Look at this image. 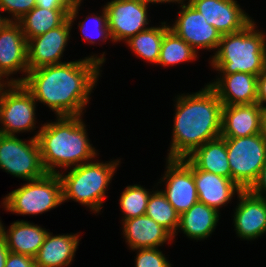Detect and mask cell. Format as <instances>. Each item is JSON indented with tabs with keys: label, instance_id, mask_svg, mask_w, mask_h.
<instances>
[{
	"label": "cell",
	"instance_id": "cell-34",
	"mask_svg": "<svg viewBox=\"0 0 266 267\" xmlns=\"http://www.w3.org/2000/svg\"><path fill=\"white\" fill-rule=\"evenodd\" d=\"M249 191L258 197L266 199V162L262 166L257 180L251 186Z\"/></svg>",
	"mask_w": 266,
	"mask_h": 267
},
{
	"label": "cell",
	"instance_id": "cell-20",
	"mask_svg": "<svg viewBox=\"0 0 266 267\" xmlns=\"http://www.w3.org/2000/svg\"><path fill=\"white\" fill-rule=\"evenodd\" d=\"M261 133V107L257 103L222 108L221 137L239 138Z\"/></svg>",
	"mask_w": 266,
	"mask_h": 267
},
{
	"label": "cell",
	"instance_id": "cell-15",
	"mask_svg": "<svg viewBox=\"0 0 266 267\" xmlns=\"http://www.w3.org/2000/svg\"><path fill=\"white\" fill-rule=\"evenodd\" d=\"M199 11L209 25L221 35L243 30L254 19L248 15L236 0H186Z\"/></svg>",
	"mask_w": 266,
	"mask_h": 267
},
{
	"label": "cell",
	"instance_id": "cell-23",
	"mask_svg": "<svg viewBox=\"0 0 266 267\" xmlns=\"http://www.w3.org/2000/svg\"><path fill=\"white\" fill-rule=\"evenodd\" d=\"M220 214L217 210L198 201L180 214L179 226L173 239L178 232L182 231L191 240H207L215 231Z\"/></svg>",
	"mask_w": 266,
	"mask_h": 267
},
{
	"label": "cell",
	"instance_id": "cell-30",
	"mask_svg": "<svg viewBox=\"0 0 266 267\" xmlns=\"http://www.w3.org/2000/svg\"><path fill=\"white\" fill-rule=\"evenodd\" d=\"M101 13V14H100ZM96 15L91 13L81 22L79 21L78 27L83 36V41H87L90 44H97V41L106 42L107 40L112 41V37L108 27L107 12L105 6L102 8V12ZM94 36V38L92 37ZM102 38V39H101ZM97 39V40H96Z\"/></svg>",
	"mask_w": 266,
	"mask_h": 267
},
{
	"label": "cell",
	"instance_id": "cell-24",
	"mask_svg": "<svg viewBox=\"0 0 266 267\" xmlns=\"http://www.w3.org/2000/svg\"><path fill=\"white\" fill-rule=\"evenodd\" d=\"M187 158L200 170L231 179L226 142L222 137L206 142Z\"/></svg>",
	"mask_w": 266,
	"mask_h": 267
},
{
	"label": "cell",
	"instance_id": "cell-21",
	"mask_svg": "<svg viewBox=\"0 0 266 267\" xmlns=\"http://www.w3.org/2000/svg\"><path fill=\"white\" fill-rule=\"evenodd\" d=\"M80 234H57L48 232L44 243L34 258L35 267H67L74 261Z\"/></svg>",
	"mask_w": 266,
	"mask_h": 267
},
{
	"label": "cell",
	"instance_id": "cell-38",
	"mask_svg": "<svg viewBox=\"0 0 266 267\" xmlns=\"http://www.w3.org/2000/svg\"><path fill=\"white\" fill-rule=\"evenodd\" d=\"M139 2H141V3H144L145 5H148V6H150V3L152 4V5H154V4H160V3H163V4H169V3H175V4H179V2L181 1V0H138ZM177 2V3H176Z\"/></svg>",
	"mask_w": 266,
	"mask_h": 267
},
{
	"label": "cell",
	"instance_id": "cell-42",
	"mask_svg": "<svg viewBox=\"0 0 266 267\" xmlns=\"http://www.w3.org/2000/svg\"><path fill=\"white\" fill-rule=\"evenodd\" d=\"M1 232H2V221L0 219V234H1Z\"/></svg>",
	"mask_w": 266,
	"mask_h": 267
},
{
	"label": "cell",
	"instance_id": "cell-35",
	"mask_svg": "<svg viewBox=\"0 0 266 267\" xmlns=\"http://www.w3.org/2000/svg\"><path fill=\"white\" fill-rule=\"evenodd\" d=\"M77 0H36V6L44 9H71Z\"/></svg>",
	"mask_w": 266,
	"mask_h": 267
},
{
	"label": "cell",
	"instance_id": "cell-16",
	"mask_svg": "<svg viewBox=\"0 0 266 267\" xmlns=\"http://www.w3.org/2000/svg\"><path fill=\"white\" fill-rule=\"evenodd\" d=\"M233 215L236 235L243 240H258L266 234V199L242 190Z\"/></svg>",
	"mask_w": 266,
	"mask_h": 267
},
{
	"label": "cell",
	"instance_id": "cell-4",
	"mask_svg": "<svg viewBox=\"0 0 266 267\" xmlns=\"http://www.w3.org/2000/svg\"><path fill=\"white\" fill-rule=\"evenodd\" d=\"M265 36L254 20L243 30L224 34L209 64L218 74L244 72L258 76L266 69Z\"/></svg>",
	"mask_w": 266,
	"mask_h": 267
},
{
	"label": "cell",
	"instance_id": "cell-27",
	"mask_svg": "<svg viewBox=\"0 0 266 267\" xmlns=\"http://www.w3.org/2000/svg\"><path fill=\"white\" fill-rule=\"evenodd\" d=\"M198 55L195 49L169 29L164 34L157 65L176 66L180 63L195 61L199 58Z\"/></svg>",
	"mask_w": 266,
	"mask_h": 267
},
{
	"label": "cell",
	"instance_id": "cell-39",
	"mask_svg": "<svg viewBox=\"0 0 266 267\" xmlns=\"http://www.w3.org/2000/svg\"><path fill=\"white\" fill-rule=\"evenodd\" d=\"M261 134L266 138V105L261 107Z\"/></svg>",
	"mask_w": 266,
	"mask_h": 267
},
{
	"label": "cell",
	"instance_id": "cell-28",
	"mask_svg": "<svg viewBox=\"0 0 266 267\" xmlns=\"http://www.w3.org/2000/svg\"><path fill=\"white\" fill-rule=\"evenodd\" d=\"M146 215L165 228L172 236L176 234L180 214L173 208L161 190H152L147 202Z\"/></svg>",
	"mask_w": 266,
	"mask_h": 267
},
{
	"label": "cell",
	"instance_id": "cell-9",
	"mask_svg": "<svg viewBox=\"0 0 266 267\" xmlns=\"http://www.w3.org/2000/svg\"><path fill=\"white\" fill-rule=\"evenodd\" d=\"M36 105L22 83H9L0 95V133L16 136L36 130Z\"/></svg>",
	"mask_w": 266,
	"mask_h": 267
},
{
	"label": "cell",
	"instance_id": "cell-33",
	"mask_svg": "<svg viewBox=\"0 0 266 267\" xmlns=\"http://www.w3.org/2000/svg\"><path fill=\"white\" fill-rule=\"evenodd\" d=\"M5 267H35L34 258L9 252Z\"/></svg>",
	"mask_w": 266,
	"mask_h": 267
},
{
	"label": "cell",
	"instance_id": "cell-5",
	"mask_svg": "<svg viewBox=\"0 0 266 267\" xmlns=\"http://www.w3.org/2000/svg\"><path fill=\"white\" fill-rule=\"evenodd\" d=\"M120 159L101 162L93 160L58 173L62 183L63 203L67 200L78 202L91 212L100 213L106 199V191Z\"/></svg>",
	"mask_w": 266,
	"mask_h": 267
},
{
	"label": "cell",
	"instance_id": "cell-37",
	"mask_svg": "<svg viewBox=\"0 0 266 267\" xmlns=\"http://www.w3.org/2000/svg\"><path fill=\"white\" fill-rule=\"evenodd\" d=\"M8 253H9V250L6 244V240L3 237V235L0 234V267H5Z\"/></svg>",
	"mask_w": 266,
	"mask_h": 267
},
{
	"label": "cell",
	"instance_id": "cell-12",
	"mask_svg": "<svg viewBox=\"0 0 266 267\" xmlns=\"http://www.w3.org/2000/svg\"><path fill=\"white\" fill-rule=\"evenodd\" d=\"M179 5L180 11L177 12L174 23L169 25L170 30L197 52L201 49L215 52L222 37L221 33L209 25L203 15L189 2L181 0Z\"/></svg>",
	"mask_w": 266,
	"mask_h": 267
},
{
	"label": "cell",
	"instance_id": "cell-19",
	"mask_svg": "<svg viewBox=\"0 0 266 267\" xmlns=\"http://www.w3.org/2000/svg\"><path fill=\"white\" fill-rule=\"evenodd\" d=\"M121 222L122 234L130 250L159 248L173 242V236L146 214Z\"/></svg>",
	"mask_w": 266,
	"mask_h": 267
},
{
	"label": "cell",
	"instance_id": "cell-2",
	"mask_svg": "<svg viewBox=\"0 0 266 267\" xmlns=\"http://www.w3.org/2000/svg\"><path fill=\"white\" fill-rule=\"evenodd\" d=\"M169 159H184L208 141L221 137L223 104L208 85L195 93L175 96Z\"/></svg>",
	"mask_w": 266,
	"mask_h": 267
},
{
	"label": "cell",
	"instance_id": "cell-31",
	"mask_svg": "<svg viewBox=\"0 0 266 267\" xmlns=\"http://www.w3.org/2000/svg\"><path fill=\"white\" fill-rule=\"evenodd\" d=\"M134 267H172L165 254L159 248L136 249Z\"/></svg>",
	"mask_w": 266,
	"mask_h": 267
},
{
	"label": "cell",
	"instance_id": "cell-29",
	"mask_svg": "<svg viewBox=\"0 0 266 267\" xmlns=\"http://www.w3.org/2000/svg\"><path fill=\"white\" fill-rule=\"evenodd\" d=\"M151 192L138 184L125 187L119 199L120 208L123 213L122 221L145 215Z\"/></svg>",
	"mask_w": 266,
	"mask_h": 267
},
{
	"label": "cell",
	"instance_id": "cell-10",
	"mask_svg": "<svg viewBox=\"0 0 266 267\" xmlns=\"http://www.w3.org/2000/svg\"><path fill=\"white\" fill-rule=\"evenodd\" d=\"M83 0H77L71 7L68 19L59 27L27 40V63L29 70L62 62L63 52L68 46L70 32L79 15Z\"/></svg>",
	"mask_w": 266,
	"mask_h": 267
},
{
	"label": "cell",
	"instance_id": "cell-13",
	"mask_svg": "<svg viewBox=\"0 0 266 267\" xmlns=\"http://www.w3.org/2000/svg\"><path fill=\"white\" fill-rule=\"evenodd\" d=\"M113 42L124 43L150 28L148 8L138 0H111L104 5ZM147 26V27H146Z\"/></svg>",
	"mask_w": 266,
	"mask_h": 267
},
{
	"label": "cell",
	"instance_id": "cell-1",
	"mask_svg": "<svg viewBox=\"0 0 266 267\" xmlns=\"http://www.w3.org/2000/svg\"><path fill=\"white\" fill-rule=\"evenodd\" d=\"M106 61L105 52L98 56L29 70L23 86L35 101L54 112L56 117L81 116L96 88L100 68Z\"/></svg>",
	"mask_w": 266,
	"mask_h": 267
},
{
	"label": "cell",
	"instance_id": "cell-3",
	"mask_svg": "<svg viewBox=\"0 0 266 267\" xmlns=\"http://www.w3.org/2000/svg\"><path fill=\"white\" fill-rule=\"evenodd\" d=\"M81 116H60L55 122L44 123L33 138H37L43 167L47 173L90 162L98 150L88 139L86 124ZM93 146V147H92Z\"/></svg>",
	"mask_w": 266,
	"mask_h": 267
},
{
	"label": "cell",
	"instance_id": "cell-22",
	"mask_svg": "<svg viewBox=\"0 0 266 267\" xmlns=\"http://www.w3.org/2000/svg\"><path fill=\"white\" fill-rule=\"evenodd\" d=\"M6 229L2 223L1 234L6 240L9 252L32 258L37 255L48 233L47 229L42 228L41 225L24 220H16Z\"/></svg>",
	"mask_w": 266,
	"mask_h": 267
},
{
	"label": "cell",
	"instance_id": "cell-40",
	"mask_svg": "<svg viewBox=\"0 0 266 267\" xmlns=\"http://www.w3.org/2000/svg\"><path fill=\"white\" fill-rule=\"evenodd\" d=\"M9 83L0 75V95L2 90L8 85Z\"/></svg>",
	"mask_w": 266,
	"mask_h": 267
},
{
	"label": "cell",
	"instance_id": "cell-7",
	"mask_svg": "<svg viewBox=\"0 0 266 267\" xmlns=\"http://www.w3.org/2000/svg\"><path fill=\"white\" fill-rule=\"evenodd\" d=\"M223 139L226 142L231 179L242 190H249L266 162V138L259 133Z\"/></svg>",
	"mask_w": 266,
	"mask_h": 267
},
{
	"label": "cell",
	"instance_id": "cell-11",
	"mask_svg": "<svg viewBox=\"0 0 266 267\" xmlns=\"http://www.w3.org/2000/svg\"><path fill=\"white\" fill-rule=\"evenodd\" d=\"M158 183L165 182L161 191L173 208L179 213L187 211L198 202V195L193 178V163L188 159H166V168ZM161 180V181H160Z\"/></svg>",
	"mask_w": 266,
	"mask_h": 267
},
{
	"label": "cell",
	"instance_id": "cell-8",
	"mask_svg": "<svg viewBox=\"0 0 266 267\" xmlns=\"http://www.w3.org/2000/svg\"><path fill=\"white\" fill-rule=\"evenodd\" d=\"M0 169L24 181L44 176L45 171L37 138L23 141L17 135L0 133Z\"/></svg>",
	"mask_w": 266,
	"mask_h": 267
},
{
	"label": "cell",
	"instance_id": "cell-41",
	"mask_svg": "<svg viewBox=\"0 0 266 267\" xmlns=\"http://www.w3.org/2000/svg\"><path fill=\"white\" fill-rule=\"evenodd\" d=\"M5 16L3 15H1V11H0V28L4 25V23L6 22V20H5V18H4Z\"/></svg>",
	"mask_w": 266,
	"mask_h": 267
},
{
	"label": "cell",
	"instance_id": "cell-6",
	"mask_svg": "<svg viewBox=\"0 0 266 267\" xmlns=\"http://www.w3.org/2000/svg\"><path fill=\"white\" fill-rule=\"evenodd\" d=\"M26 182L2 199V208L7 212L36 216L63 204L62 183L58 174L46 173Z\"/></svg>",
	"mask_w": 266,
	"mask_h": 267
},
{
	"label": "cell",
	"instance_id": "cell-18",
	"mask_svg": "<svg viewBox=\"0 0 266 267\" xmlns=\"http://www.w3.org/2000/svg\"><path fill=\"white\" fill-rule=\"evenodd\" d=\"M193 178L198 201L217 210L226 206L242 189L232 180L214 173L198 169L193 164Z\"/></svg>",
	"mask_w": 266,
	"mask_h": 267
},
{
	"label": "cell",
	"instance_id": "cell-17",
	"mask_svg": "<svg viewBox=\"0 0 266 267\" xmlns=\"http://www.w3.org/2000/svg\"><path fill=\"white\" fill-rule=\"evenodd\" d=\"M218 77L207 84L216 92L223 106L256 103L258 76L236 72L218 74Z\"/></svg>",
	"mask_w": 266,
	"mask_h": 267
},
{
	"label": "cell",
	"instance_id": "cell-25",
	"mask_svg": "<svg viewBox=\"0 0 266 267\" xmlns=\"http://www.w3.org/2000/svg\"><path fill=\"white\" fill-rule=\"evenodd\" d=\"M70 9H44L34 7L17 22L27 40L61 26L67 19Z\"/></svg>",
	"mask_w": 266,
	"mask_h": 267
},
{
	"label": "cell",
	"instance_id": "cell-26",
	"mask_svg": "<svg viewBox=\"0 0 266 267\" xmlns=\"http://www.w3.org/2000/svg\"><path fill=\"white\" fill-rule=\"evenodd\" d=\"M169 29V25L164 21L159 26H151L139 32L125 43L136 57L157 65L163 37Z\"/></svg>",
	"mask_w": 266,
	"mask_h": 267
},
{
	"label": "cell",
	"instance_id": "cell-32",
	"mask_svg": "<svg viewBox=\"0 0 266 267\" xmlns=\"http://www.w3.org/2000/svg\"><path fill=\"white\" fill-rule=\"evenodd\" d=\"M34 7H36V0H0L1 13L11 14L4 17L6 21L17 22Z\"/></svg>",
	"mask_w": 266,
	"mask_h": 267
},
{
	"label": "cell",
	"instance_id": "cell-36",
	"mask_svg": "<svg viewBox=\"0 0 266 267\" xmlns=\"http://www.w3.org/2000/svg\"><path fill=\"white\" fill-rule=\"evenodd\" d=\"M256 103L260 107L266 104V69L257 77V100Z\"/></svg>",
	"mask_w": 266,
	"mask_h": 267
},
{
	"label": "cell",
	"instance_id": "cell-14",
	"mask_svg": "<svg viewBox=\"0 0 266 267\" xmlns=\"http://www.w3.org/2000/svg\"><path fill=\"white\" fill-rule=\"evenodd\" d=\"M27 50V39L20 24L6 21L0 28V75L8 83H22L25 80L29 71ZM17 72L24 77H11Z\"/></svg>",
	"mask_w": 266,
	"mask_h": 267
}]
</instances>
